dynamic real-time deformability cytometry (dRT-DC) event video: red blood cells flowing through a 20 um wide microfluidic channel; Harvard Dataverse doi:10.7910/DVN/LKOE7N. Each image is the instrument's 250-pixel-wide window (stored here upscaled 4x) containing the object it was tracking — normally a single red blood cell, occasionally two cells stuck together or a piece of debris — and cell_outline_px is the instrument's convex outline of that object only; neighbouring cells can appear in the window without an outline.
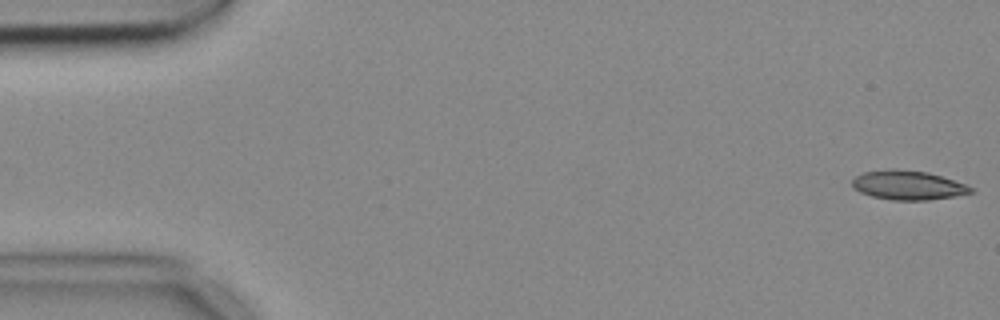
{"species": "common noctule bat (a hibernating species)", "species_latin": "Nyctalus noctula", "temperature_condition": "cold", "stored_images_in_passage": 49, "camera_frame_rate_fps": 3000, "um_per_image_px": 0.085, "animal": {"sex": "female", "body_mass_g": 18.4}, "frame": {"image": 1, "passage_image": 1, "time_ms": 0.0, "image_size_px": [1000, 320], "cell_outline_px": [[972, 192], [956, 196], [928, 200], [892, 200], [872, 196], [860, 192], [852, 188], [852, 180], [856, 176], [864, 172], [892, 168], [928, 172], [964, 184], [972, 188]], "centroid_in_image_um": [77.13, 15.74], "position_along_channel_um": 7.9, "area_um2": 20.06}}
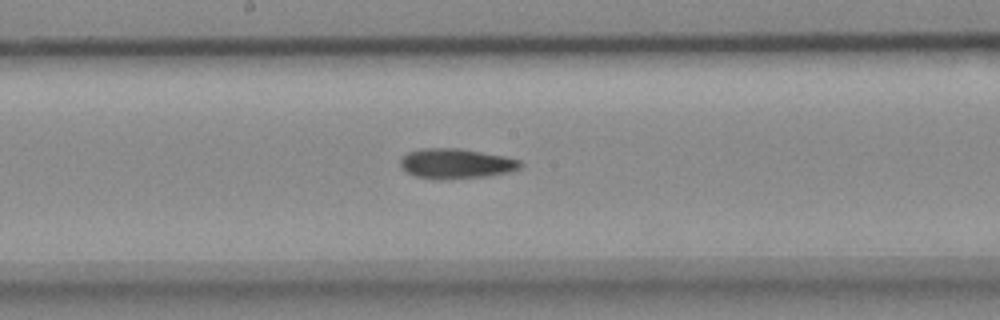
{"frame": {"image": 2, "passage_image": 28, "time_ms": 9.0, "image_size_px": [1000, 320], "cell_outline_px": [[524, 164], [520, 168], [512, 172], [484, 176], [444, 180], [436, 180], [416, 176], [408, 172], [400, 164], [400, 160], [408, 152], [420, 148], [460, 148], [504, 156], [520, 160]], "centroid_in_image_um": [38.79, 13.91], "position_along_channel_um": 209.4, "area_um2": 21.1}}
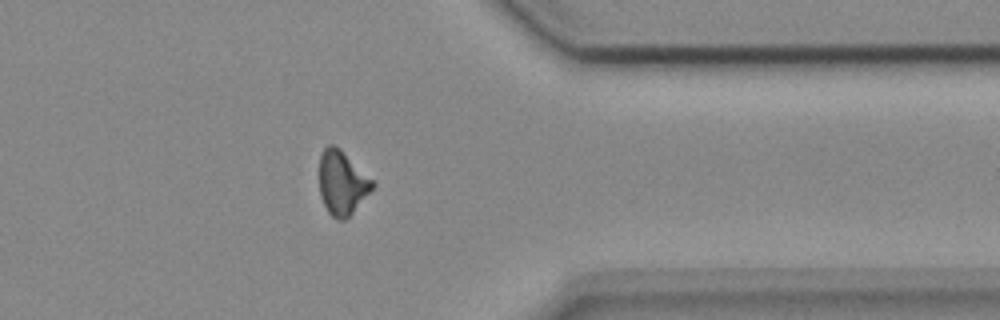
{"frame": {"image": 3, "passage_image": 43, "time_ms": 14.0, "image_size_px": [1000, 320], "cell_outline_px": [[376, 184], [352, 212], [344, 220], [340, 220], [332, 216], [328, 212], [320, 196], [320, 156], [324, 148], [328, 144], [332, 144], [340, 148]], "centroid_in_image_um": [29.05, 15.52], "position_along_channel_um": 382.3, "area_um2": 19.36}}